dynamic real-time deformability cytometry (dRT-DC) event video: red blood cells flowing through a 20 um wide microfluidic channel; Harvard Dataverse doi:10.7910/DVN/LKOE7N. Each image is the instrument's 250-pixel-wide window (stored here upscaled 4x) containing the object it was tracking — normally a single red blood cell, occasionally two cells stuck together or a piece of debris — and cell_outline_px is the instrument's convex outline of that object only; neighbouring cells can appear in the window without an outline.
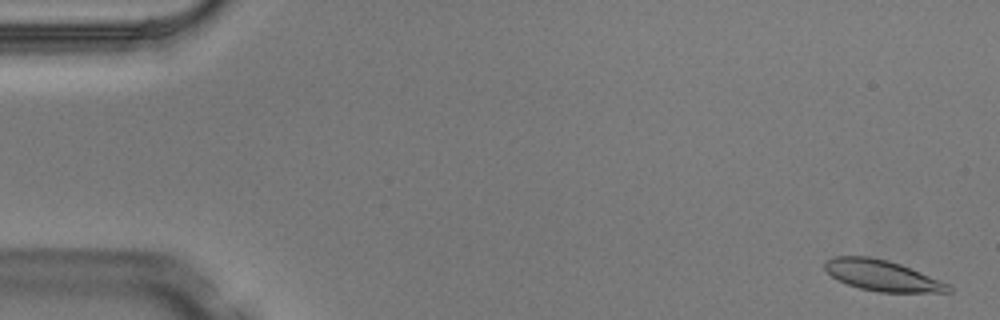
{"species": "Egyptian fruit bat (a non-hibernating species)", "species_latin": "Rousettus aegyptiacus", "temperature_condition": "warm", "stored_images_in_passage": 7, "camera_frame_rate_fps": 3000, "um_per_image_px": 0.085, "animal": {"sex": "male"}, "frame": {"image": 1, "passage_image": 1, "time_ms": 0.0, "image_size_px": [1000, 320], "cell_outline_px": [[952, 292], [880, 292], [860, 288], [848, 284], [832, 276], [824, 268], [824, 260], [832, 256], [868, 256], [888, 260], [900, 264], [940, 280], [948, 284], [952, 288]], "centroid_in_image_um": [74.96, 23.4], "position_along_channel_um": 10.0, "area_um2": 22.02}}
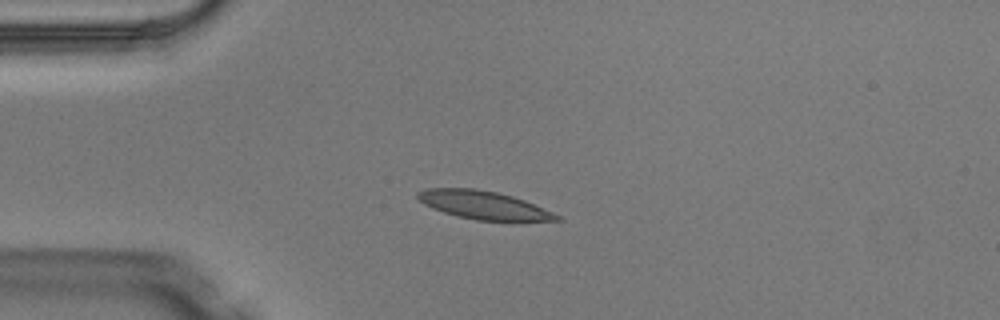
{"frame": {"image": 2, "passage_image": 4, "time_ms": 1.0, "image_size_px": [1000, 320], "cell_outline_px": [[564, 220], [476, 220], [456, 216], [432, 208], [424, 204], [416, 196], [416, 192], [424, 188], [476, 188], [496, 192], [512, 196], [524, 200], [552, 212], [560, 216]], "centroid_in_image_um": [41.04, 17.41], "position_along_channel_um": 44.0, "area_um2": 22.6}}
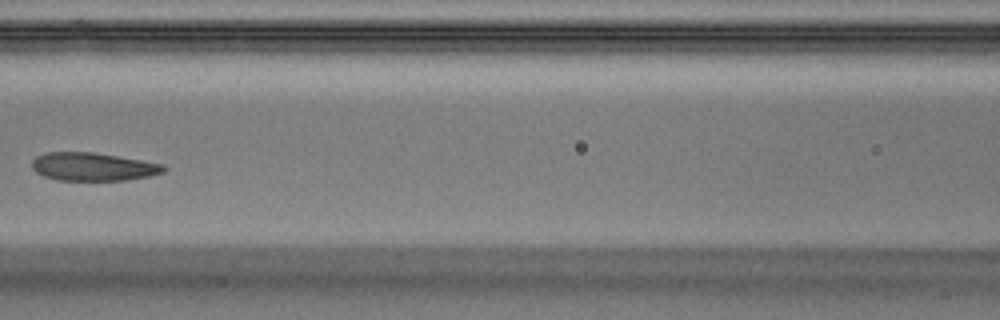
{"frame": {"image": 3, "passage_image": 7, "time_ms": 2.0, "image_size_px": [1000, 320], "cell_outline_px": [[168, 168], [164, 172], [148, 176], [124, 180], [56, 180], [44, 176], [36, 172], [32, 168], [32, 160], [36, 156], [44, 152], [92, 152], [164, 164]], "centroid_in_image_um": [7.88, 14.17], "position_along_channel_um": 158.7, "area_um2": 21.56}}